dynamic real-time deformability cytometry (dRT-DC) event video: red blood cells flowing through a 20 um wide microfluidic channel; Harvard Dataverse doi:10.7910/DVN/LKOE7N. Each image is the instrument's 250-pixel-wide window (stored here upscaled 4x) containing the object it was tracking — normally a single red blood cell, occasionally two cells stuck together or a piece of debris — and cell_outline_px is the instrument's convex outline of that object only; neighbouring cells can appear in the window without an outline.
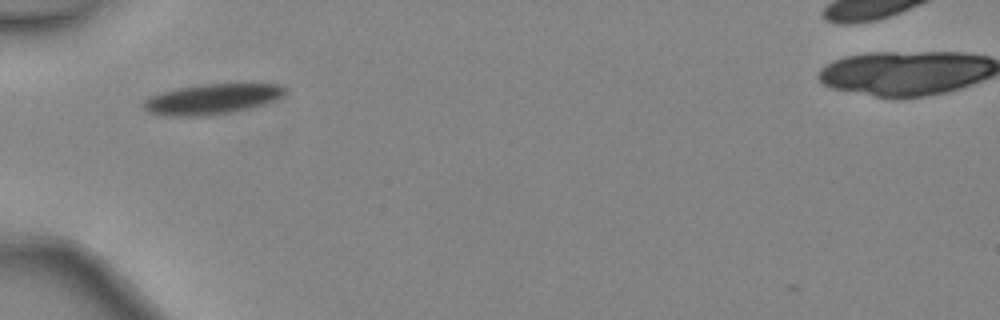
{"species": "common noctule bat (a hibernating species)", "species_latin": "Nyctalus noctula", "temperature_condition": "warm", "stored_images_in_passage": 31, "camera_frame_rate_fps": 3000, "um_per_image_px": 0.085, "animal": {"sex": "female", "body_mass_g": 24.6, "forearm_length_mm": 56.2}, "frame": {"image": 1, "passage_image": 1, "time_ms": 0.0, "image_size_px": [1000, 320], "cell_outline_px": [[288, 92], [284, 96], [260, 104], [244, 108], [204, 116], [168, 116], [148, 112], [140, 108], [140, 104], [144, 100], [152, 96], [164, 92], [180, 88], [200, 84], [280, 84], [288, 88]], "centroid_in_image_um": [17.97, 8.41], "position_along_channel_um": 67.0, "area_um2": 24.57}}
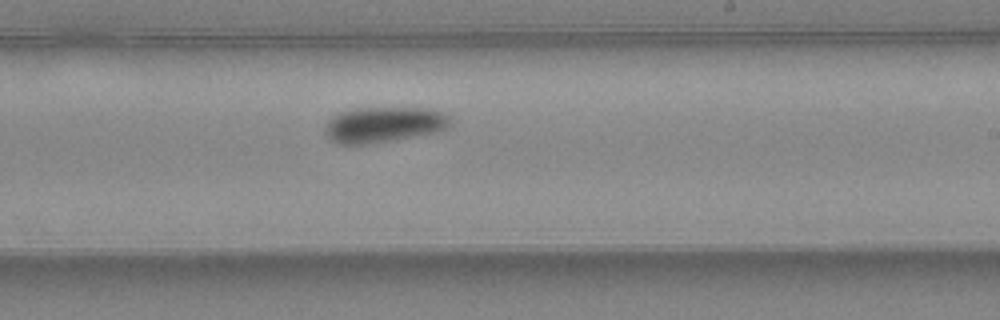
{"frame": {"image": 2, "passage_image": 14, "time_ms": 4.333, "image_size_px": [1000, 320], "cell_outline_px": [[448, 124], [440, 132], [372, 144], [336, 144], [324, 132], [324, 124], [328, 120], [340, 112], [356, 108], [432, 108], [444, 112], [448, 116]], "centroid_in_image_um": [32.6, 10.6], "position_along_channel_um": 256.4, "area_um2": 26.18}}
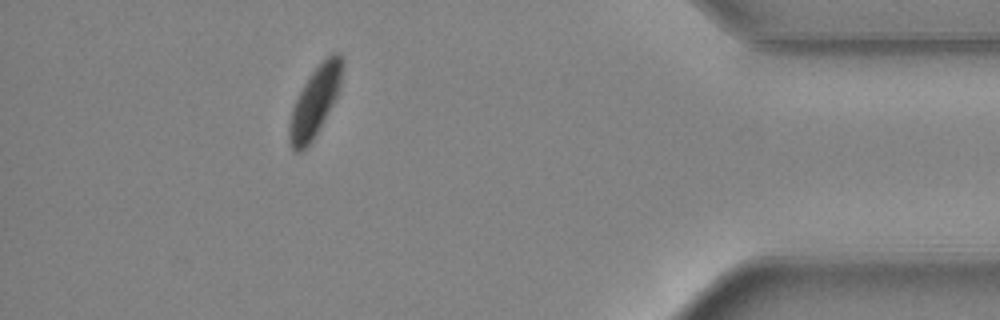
{"frame": {"image": 3, "passage_image": 27, "time_ms": 8.667, "image_size_px": [1000, 320], "cell_outline_px": [[344, 68], [340, 88], [332, 104], [312, 140], [300, 152], [292, 152], [288, 140], [288, 124], [292, 108], [304, 84], [312, 72], [332, 52], [340, 52], [344, 60]], "centroid_in_image_um": [26.77, 8.62], "position_along_channel_um": 408.4, "area_um2": 21.33}, "authors_computed_cell_mechanics": {"area_um2": 24.6228, "velocity_mm_per_s": 4.4396, "shape_relaxation_time_tau1_ms": 4.3391, "shape_relaxation_time_tau2_ms": null, "deformation_change_tau1": 0.1324, "deformation_change_tau2": null}}